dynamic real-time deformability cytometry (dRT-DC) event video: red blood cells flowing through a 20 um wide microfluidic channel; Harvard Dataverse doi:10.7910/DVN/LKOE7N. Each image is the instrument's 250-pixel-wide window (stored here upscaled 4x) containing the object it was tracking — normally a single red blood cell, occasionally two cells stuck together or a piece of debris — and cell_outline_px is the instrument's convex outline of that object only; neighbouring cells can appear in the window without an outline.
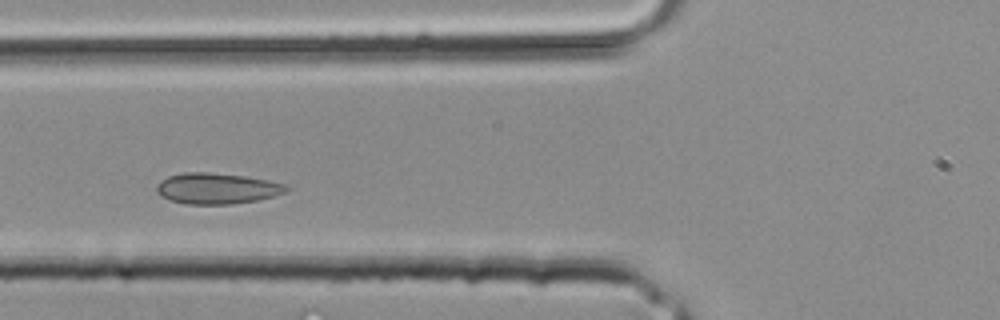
{"species": "common noctule bat (a hibernating species)", "species_latin": "Nyctalus noctula", "temperature_condition": "room temperature", "stored_images_in_passage": 26, "segment_of_instrument_passage": [1, 2], "camera_frame_rate_fps": 3000, "um_per_image_px": 0.085, "animal": {"sex": "male", "body_mass_g": 20.4}, "frame": {"image": 1, "passage_image": 4, "time_ms": 1.0, "image_size_px": [1000, 320], "cell_outline_px": [[292, 188], [284, 192], [272, 196], [256, 200], [232, 204], [184, 204], [160, 196], [156, 192], [156, 184], [160, 180], [168, 176], [184, 172], [208, 172], [244, 176], [268, 180], [284, 184]], "centroid_in_image_um": [18.39, 16.01], "position_along_channel_um": 107.4, "area_um2": 23.35}}
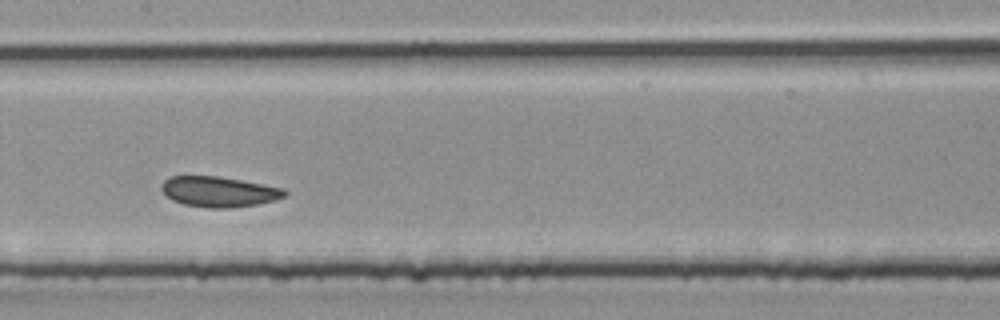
{"frame": {"image": 2, "passage_image": 8, "time_ms": 2.333, "image_size_px": [1000, 320], "cell_outline_px": [[288, 192], [284, 196], [276, 200], [256, 204], [232, 208], [208, 208], [184, 204], [172, 200], [160, 188], [160, 184], [168, 176], [220, 176], [284, 188]], "centroid_in_image_um": [18.59, 16.29], "position_along_channel_um": 188.8, "area_um2": 21.91}}
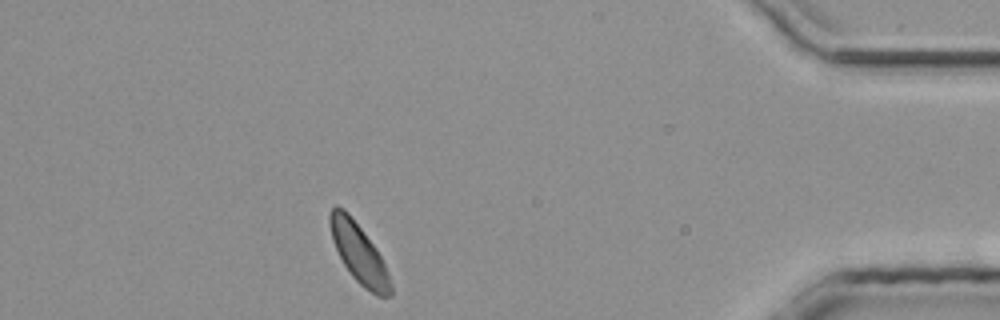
{"frame": {"image": 3, "passage_image": 21, "time_ms": 6.667, "image_size_px": [1000, 320], "cell_outline_px": [[392, 296], [376, 296], [364, 288], [352, 276], [344, 264], [332, 240], [328, 220], [328, 212], [336, 204], [344, 208], [348, 212], [376, 248], [388, 272], [392, 284]], "centroid_in_image_um": [30.49, 21.51], "position_along_channel_um": 404.7, "area_um2": 20.98}}